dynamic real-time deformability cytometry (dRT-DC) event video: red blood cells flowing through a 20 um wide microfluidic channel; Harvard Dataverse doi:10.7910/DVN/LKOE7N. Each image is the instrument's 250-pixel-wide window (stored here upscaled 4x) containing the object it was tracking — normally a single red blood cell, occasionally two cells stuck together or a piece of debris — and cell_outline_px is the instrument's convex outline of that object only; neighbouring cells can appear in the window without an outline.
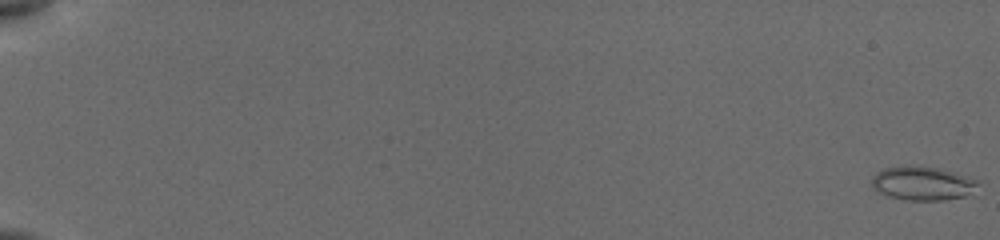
{"species": "common noctule bat (a hibernating species)", "species_latin": "Nyctalus noctula", "temperature_condition": "cold", "stored_images_in_passage": 36, "camera_frame_rate_fps": 3000, "um_per_image_px": 0.085, "animal": {"sex": "female", "body_mass_g": 19.5, "forearm_length_mm": 54.1}, "frame": {"image": 1, "passage_image": 1, "time_ms": 0.0, "image_size_px": [1000, 240], "cell_outline_px": [[980, 184], [972, 196], [940, 200], [908, 200], [888, 196], [872, 188], [872, 176], [876, 172], [884, 168], [936, 168], [976, 180]], "centroid_in_image_um": [78.45, 15.64], "position_along_channel_um": 6.6, "area_um2": 20.29}}
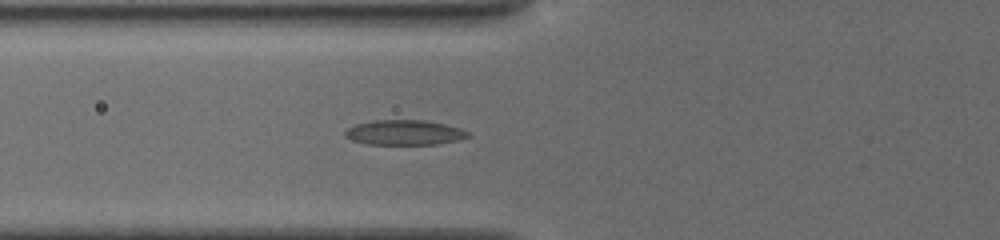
{"frame": {"image": 2, "passage_image": 22, "time_ms": 7.667, "image_size_px": [1000, 240], "cell_outline_px": [[468, 136], [460, 140], [436, 144], [368, 144], [352, 140], [344, 136], [344, 132], [348, 128], [356, 124], [376, 120], [424, 120], [444, 124], [460, 128], [468, 132]], "centroid_in_image_um": [34.36, 11.26], "position_along_channel_um": 91.4, "area_um2": 17.74}}
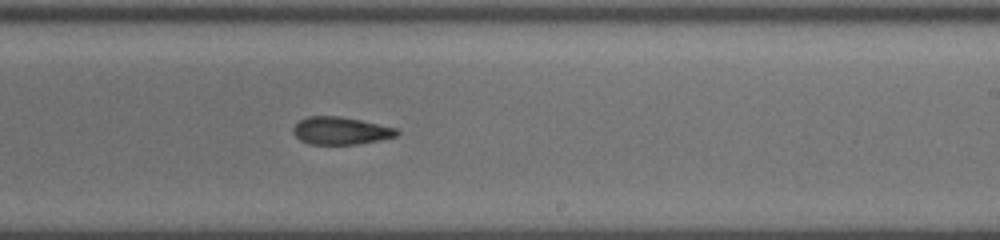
{"frame": {"image": 3, "passage_image": 35, "time_ms": 12.0, "image_size_px": [1000, 240], "cell_outline_px": [[400, 132], [396, 136], [380, 140], [356, 144], [308, 144], [300, 140], [292, 132], [292, 128], [300, 120], [308, 116], [340, 116], [400, 128]], "centroid_in_image_um": [28.98, 11.11], "position_along_channel_um": 260.0, "area_um2": 16.76}}